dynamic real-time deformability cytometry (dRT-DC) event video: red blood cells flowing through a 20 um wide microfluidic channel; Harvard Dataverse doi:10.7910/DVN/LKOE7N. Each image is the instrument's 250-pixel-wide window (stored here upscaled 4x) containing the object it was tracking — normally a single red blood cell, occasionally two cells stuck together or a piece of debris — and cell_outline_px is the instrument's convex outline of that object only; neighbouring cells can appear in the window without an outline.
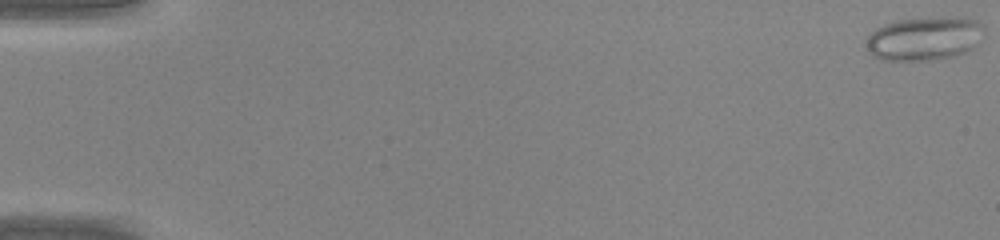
{"species": "common noctule bat (a hibernating species)", "species_latin": "Nyctalus noctula", "temperature_condition": "warm", "stored_images_in_passage": 46, "camera_frame_rate_fps": 3000, "um_per_image_px": 0.085, "animal": {"sex": "male", "body_mass_g": 20.0, "forearm_length_mm": 53.3}, "frame": {"image": 1, "passage_image": 1, "time_ms": 0.0, "image_size_px": [1000, 240], "cell_outline_px": [[984, 32], [972, 48], [964, 52], [952, 56], [932, 60], [880, 60], [872, 56], [868, 52], [868, 36], [876, 28], [884, 24], [896, 20], [976, 20], [984, 24]], "centroid_in_image_um": [78.51, 3.33], "position_along_channel_um": 6.5, "area_um2": 28.78}}
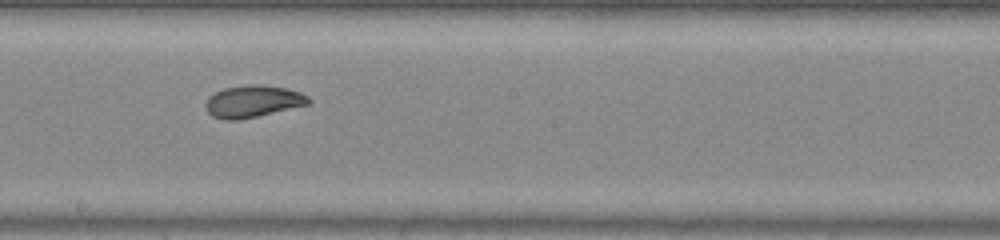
{"frame": {"image": 2, "passage_image": 27, "time_ms": 8.667, "image_size_px": [1000, 240], "cell_outline_px": [[312, 100], [308, 104], [256, 116], [236, 120], [224, 120], [212, 116], [204, 108], [204, 104], [208, 96], [224, 88], [252, 84], [256, 84], [284, 88], [300, 92], [308, 96]], "centroid_in_image_um": [21.45, 8.61], "position_along_channel_um": 226.8, "area_um2": 19.02}}
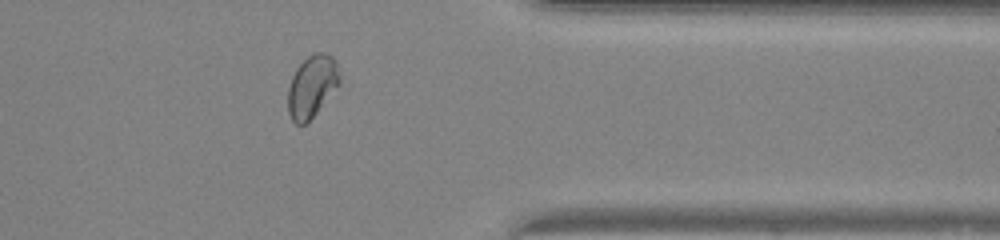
{"frame": {"image": 3, "passage_image": 38, "time_ms": 12.333, "image_size_px": [1000, 240], "cell_outline_px": [[340, 80], [308, 124], [296, 124], [292, 120], [288, 112], [288, 88], [292, 76], [296, 68], [312, 52], [324, 52], [332, 56], [336, 60], [340, 76]], "centroid_in_image_um": [26.49, 7.32], "position_along_channel_um": 384.9, "area_um2": 18.55}}